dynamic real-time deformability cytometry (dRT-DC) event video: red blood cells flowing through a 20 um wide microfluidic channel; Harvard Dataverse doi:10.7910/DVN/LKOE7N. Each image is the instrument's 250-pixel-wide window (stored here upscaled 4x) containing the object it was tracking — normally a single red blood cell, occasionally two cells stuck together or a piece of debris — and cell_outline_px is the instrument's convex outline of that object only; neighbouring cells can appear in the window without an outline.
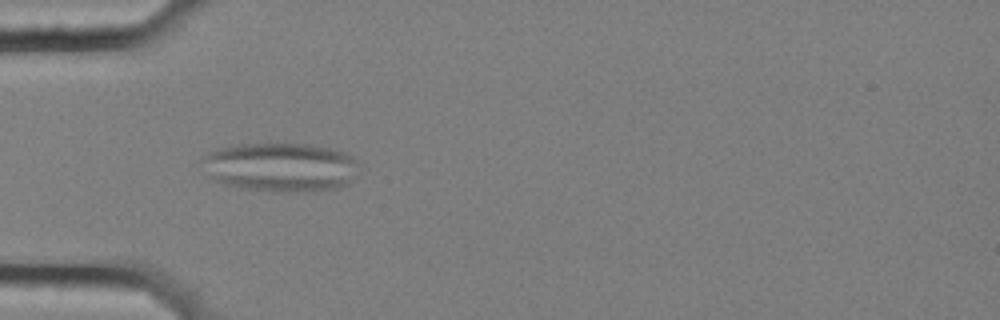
{"species": "common noctule bat (a hibernating species)", "species_latin": "Nyctalus noctula", "temperature_condition": "cold", "stored_images_in_passage": 19, "camera_frame_rate_fps": 3000, "um_per_image_px": 0.085, "animal": {"sex": "female", "body_mass_g": 25.1}, "frame": {"image": 1, "passage_image": 9, "time_ms": 2.667, "image_size_px": [1000, 320], "cell_outline_px": [[356, 164], [348, 184], [340, 188], [296, 192], [272, 192], [236, 188], [224, 184], [208, 176], [200, 160], [208, 152], [220, 148], [240, 144], [308, 144], [328, 148], [344, 152], [352, 156]], "centroid_in_image_um": [23.77, 14.22], "position_along_channel_um": 61.2, "area_um2": 44.74}}